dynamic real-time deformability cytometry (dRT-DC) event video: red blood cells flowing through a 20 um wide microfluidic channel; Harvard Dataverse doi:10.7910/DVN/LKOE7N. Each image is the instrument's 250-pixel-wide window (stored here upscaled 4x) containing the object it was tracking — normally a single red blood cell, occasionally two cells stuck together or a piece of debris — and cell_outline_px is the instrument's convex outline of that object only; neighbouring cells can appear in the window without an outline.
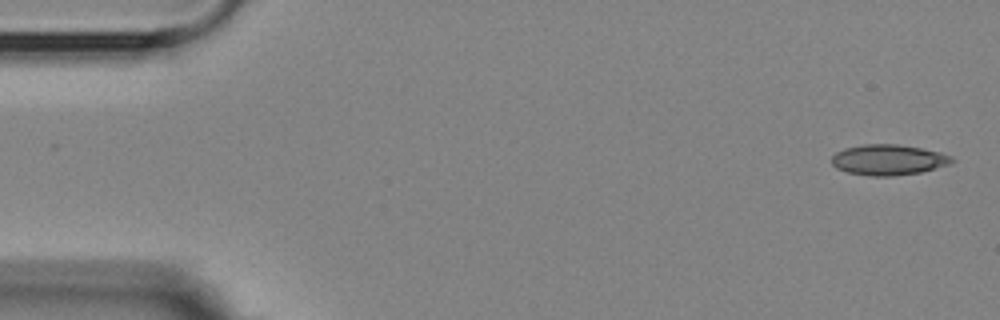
{"species": "Egyptian fruit bat (a non-hibernating species)", "species_latin": "Rousettus aegyptiacus", "temperature_condition": "room temperature", "stored_images_in_passage": 6, "camera_frame_rate_fps": 3000, "um_per_image_px": 0.085, "animal": {"sex": "female"}, "frame": {"image": 1, "passage_image": 1, "time_ms": 0.0, "image_size_px": [1000, 320], "cell_outline_px": [[956, 160], [948, 164], [920, 172], [892, 176], [872, 176], [848, 172], [836, 168], [832, 164], [832, 156], [836, 152], [844, 148], [864, 144], [896, 144], [920, 148], [940, 152], [952, 156]], "centroid_in_image_um": [75.5, 13.58], "position_along_channel_um": 9.5, "area_um2": 21.27}}
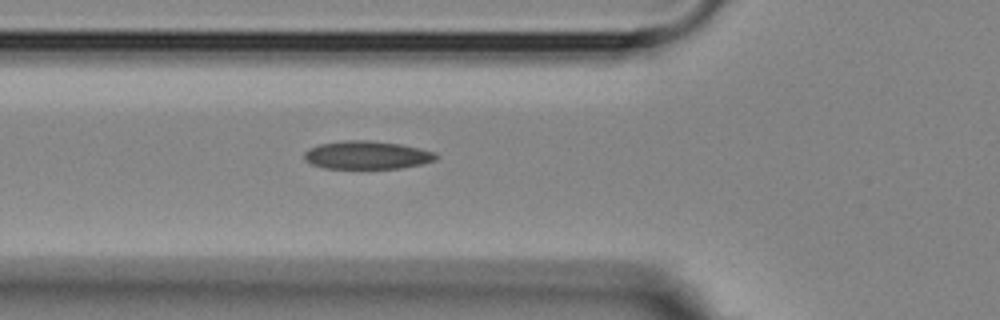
{"frame": {"image": 2, "passage_image": 6, "time_ms": 5.667, "image_size_px": [1000, 320], "cell_outline_px": [[440, 156], [436, 160], [424, 164], [400, 168], [324, 168], [312, 164], [304, 160], [304, 152], [308, 148], [320, 144], [344, 140], [368, 140], [400, 144], [420, 148], [436, 152]], "centroid_in_image_um": [31.22, 13.18], "position_along_channel_um": 94.6, "area_um2": 21.79}}